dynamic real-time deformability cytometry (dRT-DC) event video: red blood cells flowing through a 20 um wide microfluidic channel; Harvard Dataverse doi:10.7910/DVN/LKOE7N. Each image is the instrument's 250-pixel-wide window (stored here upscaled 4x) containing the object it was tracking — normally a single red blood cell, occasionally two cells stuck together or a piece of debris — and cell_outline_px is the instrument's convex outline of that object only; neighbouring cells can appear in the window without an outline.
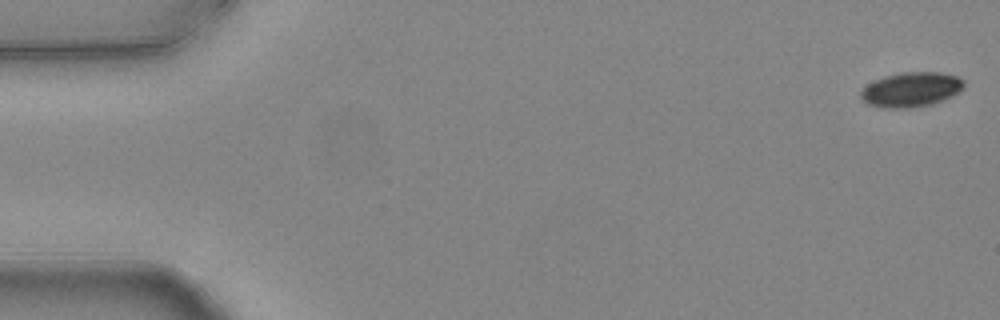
{"species": "common noctule bat (a hibernating species)", "species_latin": "Nyctalus noctula", "temperature_condition": "warm", "stored_images_in_passage": 16, "camera_frame_rate_fps": 3000, "um_per_image_px": 0.085, "animal": {"sex": "female", "body_mass_g": 24.6, "forearm_length_mm": 56.2}, "frame": {"image": 1, "passage_image": 1, "time_ms": 0.0, "image_size_px": [1000, 320], "cell_outline_px": [[964, 88], [952, 96], [944, 100], [932, 104], [912, 108], [884, 108], [868, 104], [860, 96], [860, 92], [868, 84], [884, 76], [900, 72], [940, 72], [956, 76], [964, 80]], "centroid_in_image_um": [77.47, 7.61], "position_along_channel_um": 7.5, "area_um2": 20.92}}
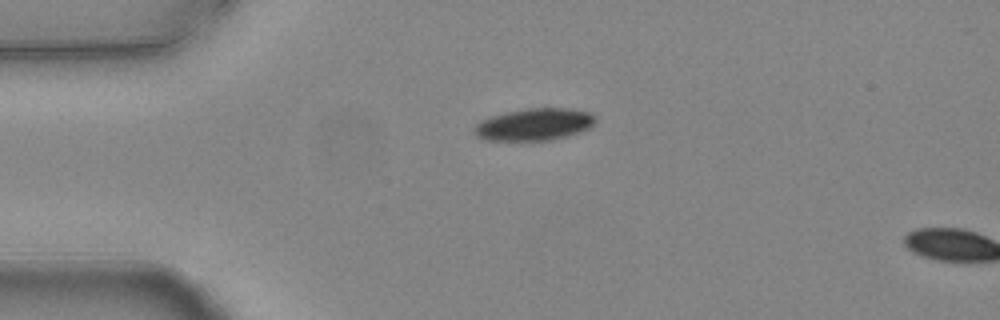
{"frame": {"image": 2, "passage_image": 13, "time_ms": 4.0, "image_size_px": [1000, 320], "cell_outline_px": [[596, 124], [588, 128], [564, 136], [548, 140], [484, 140], [476, 136], [472, 132], [472, 128], [480, 120], [504, 112], [528, 108], [568, 108], [592, 112], [596, 116]], "centroid_in_image_um": [45.38, 10.56], "position_along_channel_um": 39.6, "area_um2": 22.77}}